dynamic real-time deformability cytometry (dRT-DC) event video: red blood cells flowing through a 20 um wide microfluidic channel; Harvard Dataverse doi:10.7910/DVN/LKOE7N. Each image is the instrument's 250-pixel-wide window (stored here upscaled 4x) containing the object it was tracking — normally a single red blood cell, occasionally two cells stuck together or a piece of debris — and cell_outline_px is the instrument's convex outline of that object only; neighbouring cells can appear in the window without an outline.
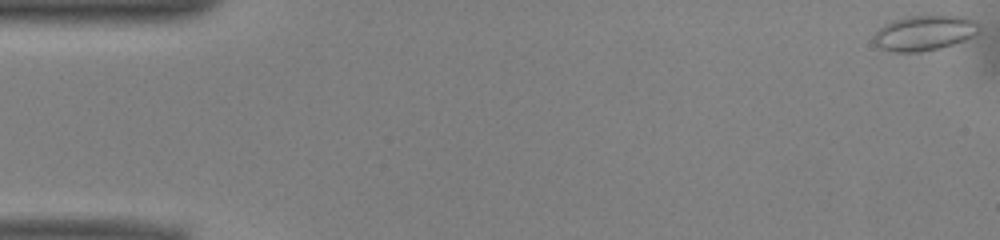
{"species": "common noctule bat (a hibernating species)", "species_latin": "Nyctalus noctula", "temperature_condition": "warm", "stored_images_in_passage": 42, "camera_frame_rate_fps": 3000, "um_per_image_px": 0.085, "animal": {"sex": "male", "body_mass_g": 13.0, "forearm_length_mm": 53.1}, "frame": {"image": 1, "passage_image": 1, "time_ms": 0.0, "image_size_px": [1000, 240], "cell_outline_px": [[980, 32], [976, 36], [940, 48], [920, 52], [892, 52], [880, 48], [872, 40], [872, 36], [884, 24], [892, 20], [904, 16], [968, 16], [976, 20], [980, 24]], "centroid_in_image_um": [78.6, 2.79], "position_along_channel_um": 6.4, "area_um2": 22.02}}
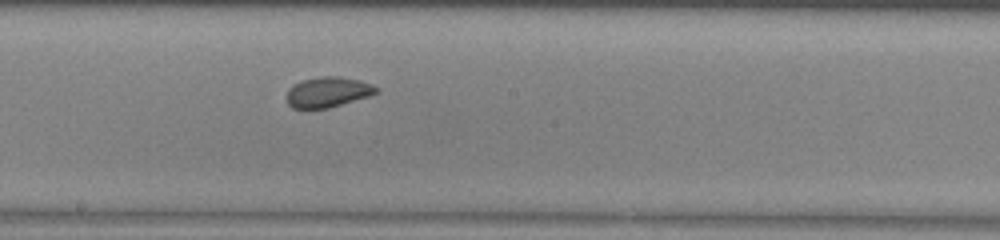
{"frame": {"image": 2, "passage_image": 28, "time_ms": 9.0, "image_size_px": [1000, 240], "cell_outline_px": [[380, 92], [368, 96], [328, 108], [292, 108], [288, 104], [288, 88], [292, 84], [300, 80], [320, 76], [340, 76], [360, 80], [372, 84]], "centroid_in_image_um": [27.85, 7.8], "position_along_channel_um": 220.3, "area_um2": 15.84}}
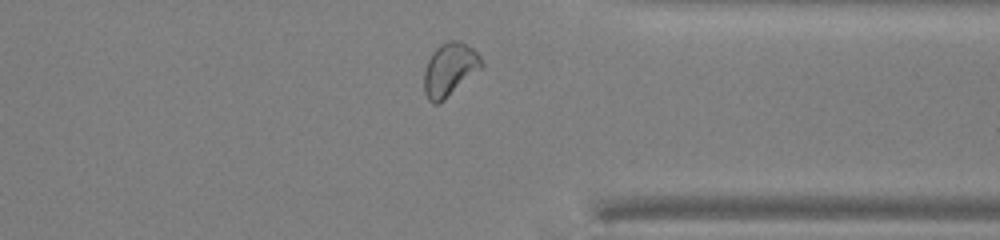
{"frame": {"image": 3, "passage_image": 40, "time_ms": 13.0, "image_size_px": [1000, 240], "cell_outline_px": [[484, 64], [480, 68], [444, 100], [436, 104], [432, 104], [428, 100], [424, 92], [424, 72], [428, 60], [432, 52], [440, 44], [448, 40], [460, 40], [472, 48], [484, 60]], "centroid_in_image_um": [38.2, 5.89], "position_along_channel_um": 373.2, "area_um2": 17.69}, "authors_computed_cell_mechanics": {"area_um2": 16.7331, "velocity_mm_per_s": 3.9501, "shape_relaxation_time_tau1_ms": 4.1766, "shape_relaxation_time_tau2_ms": 1.1547, "deformation_change_tau1": 0.0669, "deformation_change_tau2": 0.0584}}